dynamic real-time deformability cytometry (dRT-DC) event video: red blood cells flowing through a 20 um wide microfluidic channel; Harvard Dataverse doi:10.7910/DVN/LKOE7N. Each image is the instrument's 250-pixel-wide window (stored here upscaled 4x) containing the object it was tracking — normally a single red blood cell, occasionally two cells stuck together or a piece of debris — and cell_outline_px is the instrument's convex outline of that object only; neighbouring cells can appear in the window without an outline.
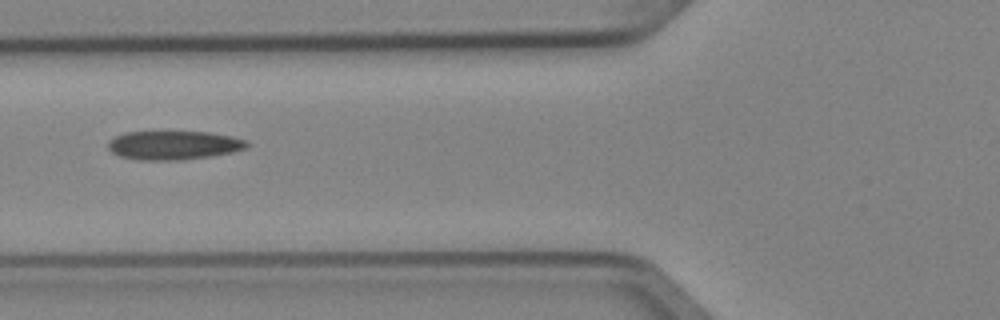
{"species": "Egyptian fruit bat (a non-hibernating species)", "species_latin": "Rousettus aegyptiacus", "temperature_condition": "cold", "stored_images_in_passage": 2, "camera_frame_rate_fps": 3000, "um_per_image_px": 0.085, "animal": {"sex": "female"}, "frame": {"image": 1, "passage_image": 2, "time_ms": 0.333, "image_size_px": [1000, 320], "cell_outline_px": [[248, 148], [232, 152], [212, 156], [184, 160], [140, 160], [120, 156], [112, 152], [108, 148], [108, 140], [124, 132], [208, 132], [232, 136], [248, 140]], "centroid_in_image_um": [14.79, 12.35], "position_along_channel_um": 111.0, "area_um2": 23.47}}